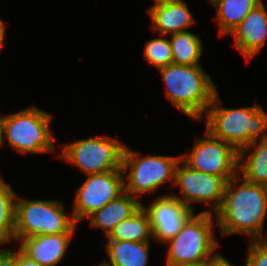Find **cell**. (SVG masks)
<instances>
[{
	"label": "cell",
	"mask_w": 267,
	"mask_h": 266,
	"mask_svg": "<svg viewBox=\"0 0 267 266\" xmlns=\"http://www.w3.org/2000/svg\"><path fill=\"white\" fill-rule=\"evenodd\" d=\"M133 149L125 147L122 159L124 175V191L133 197L142 198V195H156L158 187L171 182L173 185L179 156L151 155L140 156Z\"/></svg>",
	"instance_id": "cell-4"
},
{
	"label": "cell",
	"mask_w": 267,
	"mask_h": 266,
	"mask_svg": "<svg viewBox=\"0 0 267 266\" xmlns=\"http://www.w3.org/2000/svg\"><path fill=\"white\" fill-rule=\"evenodd\" d=\"M206 266H233L221 253L215 252L206 263Z\"/></svg>",
	"instance_id": "cell-27"
},
{
	"label": "cell",
	"mask_w": 267,
	"mask_h": 266,
	"mask_svg": "<svg viewBox=\"0 0 267 266\" xmlns=\"http://www.w3.org/2000/svg\"><path fill=\"white\" fill-rule=\"evenodd\" d=\"M226 184L223 177L192 169L181 160L175 170L173 186L179 185L182 197L174 196L194 211L192 203L198 202L209 205L216 213L222 205Z\"/></svg>",
	"instance_id": "cell-11"
},
{
	"label": "cell",
	"mask_w": 267,
	"mask_h": 266,
	"mask_svg": "<svg viewBox=\"0 0 267 266\" xmlns=\"http://www.w3.org/2000/svg\"><path fill=\"white\" fill-rule=\"evenodd\" d=\"M17 194L0 176V245L14 241Z\"/></svg>",
	"instance_id": "cell-22"
},
{
	"label": "cell",
	"mask_w": 267,
	"mask_h": 266,
	"mask_svg": "<svg viewBox=\"0 0 267 266\" xmlns=\"http://www.w3.org/2000/svg\"><path fill=\"white\" fill-rule=\"evenodd\" d=\"M143 56L147 63L157 69L173 64L172 48L168 36L148 40L144 46Z\"/></svg>",
	"instance_id": "cell-23"
},
{
	"label": "cell",
	"mask_w": 267,
	"mask_h": 266,
	"mask_svg": "<svg viewBox=\"0 0 267 266\" xmlns=\"http://www.w3.org/2000/svg\"><path fill=\"white\" fill-rule=\"evenodd\" d=\"M74 233L37 235L20 241L19 248L41 266H57L64 258Z\"/></svg>",
	"instance_id": "cell-15"
},
{
	"label": "cell",
	"mask_w": 267,
	"mask_h": 266,
	"mask_svg": "<svg viewBox=\"0 0 267 266\" xmlns=\"http://www.w3.org/2000/svg\"><path fill=\"white\" fill-rule=\"evenodd\" d=\"M52 115L36 106L6 115L4 120L5 140L15 151L22 154L55 152V138L51 132Z\"/></svg>",
	"instance_id": "cell-7"
},
{
	"label": "cell",
	"mask_w": 267,
	"mask_h": 266,
	"mask_svg": "<svg viewBox=\"0 0 267 266\" xmlns=\"http://www.w3.org/2000/svg\"><path fill=\"white\" fill-rule=\"evenodd\" d=\"M108 240L150 242L153 233L149 217L143 207L128 219L119 222L106 237Z\"/></svg>",
	"instance_id": "cell-20"
},
{
	"label": "cell",
	"mask_w": 267,
	"mask_h": 266,
	"mask_svg": "<svg viewBox=\"0 0 267 266\" xmlns=\"http://www.w3.org/2000/svg\"><path fill=\"white\" fill-rule=\"evenodd\" d=\"M240 180L237 175L227 182L222 205L214 214L215 224L222 236L247 234L251 235V240L267 239L263 233L267 217V187Z\"/></svg>",
	"instance_id": "cell-1"
},
{
	"label": "cell",
	"mask_w": 267,
	"mask_h": 266,
	"mask_svg": "<svg viewBox=\"0 0 267 266\" xmlns=\"http://www.w3.org/2000/svg\"><path fill=\"white\" fill-rule=\"evenodd\" d=\"M125 143L101 135L62 145L60 159L72 163L86 175L122 169Z\"/></svg>",
	"instance_id": "cell-8"
},
{
	"label": "cell",
	"mask_w": 267,
	"mask_h": 266,
	"mask_svg": "<svg viewBox=\"0 0 267 266\" xmlns=\"http://www.w3.org/2000/svg\"><path fill=\"white\" fill-rule=\"evenodd\" d=\"M204 136L194 140L192 150L187 155H181V160L192 169L223 177L228 182L239 174V152L207 130Z\"/></svg>",
	"instance_id": "cell-9"
},
{
	"label": "cell",
	"mask_w": 267,
	"mask_h": 266,
	"mask_svg": "<svg viewBox=\"0 0 267 266\" xmlns=\"http://www.w3.org/2000/svg\"><path fill=\"white\" fill-rule=\"evenodd\" d=\"M229 35L234 37L232 45L246 61L257 56L267 41V8L263 2L251 10Z\"/></svg>",
	"instance_id": "cell-13"
},
{
	"label": "cell",
	"mask_w": 267,
	"mask_h": 266,
	"mask_svg": "<svg viewBox=\"0 0 267 266\" xmlns=\"http://www.w3.org/2000/svg\"><path fill=\"white\" fill-rule=\"evenodd\" d=\"M245 266H267V239L251 240Z\"/></svg>",
	"instance_id": "cell-24"
},
{
	"label": "cell",
	"mask_w": 267,
	"mask_h": 266,
	"mask_svg": "<svg viewBox=\"0 0 267 266\" xmlns=\"http://www.w3.org/2000/svg\"><path fill=\"white\" fill-rule=\"evenodd\" d=\"M149 242L107 240L106 251L109 259L99 266H148Z\"/></svg>",
	"instance_id": "cell-18"
},
{
	"label": "cell",
	"mask_w": 267,
	"mask_h": 266,
	"mask_svg": "<svg viewBox=\"0 0 267 266\" xmlns=\"http://www.w3.org/2000/svg\"><path fill=\"white\" fill-rule=\"evenodd\" d=\"M152 20L154 31L161 35H171L188 31L196 23L189 7L184 0H172L153 4L147 11Z\"/></svg>",
	"instance_id": "cell-14"
},
{
	"label": "cell",
	"mask_w": 267,
	"mask_h": 266,
	"mask_svg": "<svg viewBox=\"0 0 267 266\" xmlns=\"http://www.w3.org/2000/svg\"><path fill=\"white\" fill-rule=\"evenodd\" d=\"M6 24L5 22H3L2 19H0V51H1V48L3 47V44H4V41H5V31H6Z\"/></svg>",
	"instance_id": "cell-28"
},
{
	"label": "cell",
	"mask_w": 267,
	"mask_h": 266,
	"mask_svg": "<svg viewBox=\"0 0 267 266\" xmlns=\"http://www.w3.org/2000/svg\"><path fill=\"white\" fill-rule=\"evenodd\" d=\"M218 92L205 113L206 129L213 137L233 146L238 152L252 142L267 139V113L259 104L224 108Z\"/></svg>",
	"instance_id": "cell-2"
},
{
	"label": "cell",
	"mask_w": 267,
	"mask_h": 266,
	"mask_svg": "<svg viewBox=\"0 0 267 266\" xmlns=\"http://www.w3.org/2000/svg\"><path fill=\"white\" fill-rule=\"evenodd\" d=\"M77 222L58 200H28L17 196L14 241L37 235L76 232Z\"/></svg>",
	"instance_id": "cell-6"
},
{
	"label": "cell",
	"mask_w": 267,
	"mask_h": 266,
	"mask_svg": "<svg viewBox=\"0 0 267 266\" xmlns=\"http://www.w3.org/2000/svg\"><path fill=\"white\" fill-rule=\"evenodd\" d=\"M165 83L168 101L186 116L202 120L218 92L201 65H177L158 69Z\"/></svg>",
	"instance_id": "cell-3"
},
{
	"label": "cell",
	"mask_w": 267,
	"mask_h": 266,
	"mask_svg": "<svg viewBox=\"0 0 267 266\" xmlns=\"http://www.w3.org/2000/svg\"><path fill=\"white\" fill-rule=\"evenodd\" d=\"M238 173L249 183L267 187V139L254 141L239 151Z\"/></svg>",
	"instance_id": "cell-17"
},
{
	"label": "cell",
	"mask_w": 267,
	"mask_h": 266,
	"mask_svg": "<svg viewBox=\"0 0 267 266\" xmlns=\"http://www.w3.org/2000/svg\"><path fill=\"white\" fill-rule=\"evenodd\" d=\"M0 266H18L17 250H7L0 248Z\"/></svg>",
	"instance_id": "cell-25"
},
{
	"label": "cell",
	"mask_w": 267,
	"mask_h": 266,
	"mask_svg": "<svg viewBox=\"0 0 267 266\" xmlns=\"http://www.w3.org/2000/svg\"><path fill=\"white\" fill-rule=\"evenodd\" d=\"M5 115L2 116L0 115V148L4 144V120H5Z\"/></svg>",
	"instance_id": "cell-29"
},
{
	"label": "cell",
	"mask_w": 267,
	"mask_h": 266,
	"mask_svg": "<svg viewBox=\"0 0 267 266\" xmlns=\"http://www.w3.org/2000/svg\"><path fill=\"white\" fill-rule=\"evenodd\" d=\"M154 1H155L154 3L156 4V3L168 2V1H172V0H154Z\"/></svg>",
	"instance_id": "cell-31"
},
{
	"label": "cell",
	"mask_w": 267,
	"mask_h": 266,
	"mask_svg": "<svg viewBox=\"0 0 267 266\" xmlns=\"http://www.w3.org/2000/svg\"><path fill=\"white\" fill-rule=\"evenodd\" d=\"M210 209L194 213L182 229L165 244L168 245L166 264L207 263L219 246L214 238V217Z\"/></svg>",
	"instance_id": "cell-5"
},
{
	"label": "cell",
	"mask_w": 267,
	"mask_h": 266,
	"mask_svg": "<svg viewBox=\"0 0 267 266\" xmlns=\"http://www.w3.org/2000/svg\"><path fill=\"white\" fill-rule=\"evenodd\" d=\"M262 0H210L217 10L219 35H229Z\"/></svg>",
	"instance_id": "cell-19"
},
{
	"label": "cell",
	"mask_w": 267,
	"mask_h": 266,
	"mask_svg": "<svg viewBox=\"0 0 267 266\" xmlns=\"http://www.w3.org/2000/svg\"><path fill=\"white\" fill-rule=\"evenodd\" d=\"M124 192L122 169L87 175V179L75 192L72 208L75 221L78 224L82 219H87Z\"/></svg>",
	"instance_id": "cell-10"
},
{
	"label": "cell",
	"mask_w": 267,
	"mask_h": 266,
	"mask_svg": "<svg viewBox=\"0 0 267 266\" xmlns=\"http://www.w3.org/2000/svg\"><path fill=\"white\" fill-rule=\"evenodd\" d=\"M171 48L173 64L177 65H201L202 42L197 35L189 31L171 34Z\"/></svg>",
	"instance_id": "cell-21"
},
{
	"label": "cell",
	"mask_w": 267,
	"mask_h": 266,
	"mask_svg": "<svg viewBox=\"0 0 267 266\" xmlns=\"http://www.w3.org/2000/svg\"><path fill=\"white\" fill-rule=\"evenodd\" d=\"M17 265L18 266H41L36 260L31 259L20 248L17 249Z\"/></svg>",
	"instance_id": "cell-26"
},
{
	"label": "cell",
	"mask_w": 267,
	"mask_h": 266,
	"mask_svg": "<svg viewBox=\"0 0 267 266\" xmlns=\"http://www.w3.org/2000/svg\"><path fill=\"white\" fill-rule=\"evenodd\" d=\"M142 207L138 198L124 192L117 199L107 203L103 208L91 214L90 226L104 230L107 237L122 220L128 219Z\"/></svg>",
	"instance_id": "cell-16"
},
{
	"label": "cell",
	"mask_w": 267,
	"mask_h": 266,
	"mask_svg": "<svg viewBox=\"0 0 267 266\" xmlns=\"http://www.w3.org/2000/svg\"><path fill=\"white\" fill-rule=\"evenodd\" d=\"M166 266H206V263H195V264H178V265H169Z\"/></svg>",
	"instance_id": "cell-30"
},
{
	"label": "cell",
	"mask_w": 267,
	"mask_h": 266,
	"mask_svg": "<svg viewBox=\"0 0 267 266\" xmlns=\"http://www.w3.org/2000/svg\"><path fill=\"white\" fill-rule=\"evenodd\" d=\"M155 199L147 208L142 207L149 217L153 240L164 244L177 235L195 211L171 193Z\"/></svg>",
	"instance_id": "cell-12"
}]
</instances>
